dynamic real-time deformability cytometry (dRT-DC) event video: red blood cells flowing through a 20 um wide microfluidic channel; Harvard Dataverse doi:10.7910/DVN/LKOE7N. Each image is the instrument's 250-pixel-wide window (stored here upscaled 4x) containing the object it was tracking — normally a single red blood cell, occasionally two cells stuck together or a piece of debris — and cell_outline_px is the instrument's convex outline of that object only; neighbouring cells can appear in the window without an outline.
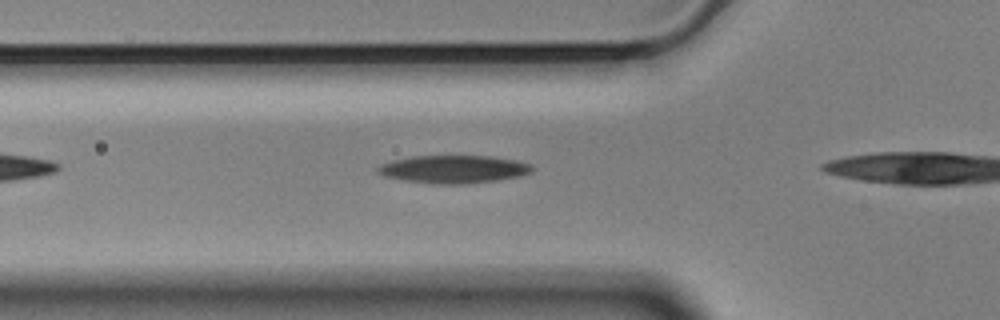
{"species": "Egyptian fruit bat (a non-hibernating species)", "species_latin": "Rousettus aegyptiacus", "temperature_condition": "cold", "stored_images_in_passage": 18, "camera_frame_rate_fps": 3000, "um_per_image_px": 0.085, "animal": {"sex": "male"}, "frame": {"image": 1, "passage_image": 3, "time_ms": 0.667, "image_size_px": [1000, 320], "cell_outline_px": [[532, 172], [516, 176], [496, 180], [460, 184], [432, 184], [404, 180], [384, 176], [376, 172], [376, 168], [380, 164], [392, 160], [412, 156], [492, 156], [516, 160], [532, 164]], "centroid_in_image_um": [38.51, 14.37], "position_along_channel_um": 87.3, "area_um2": 25.03}}
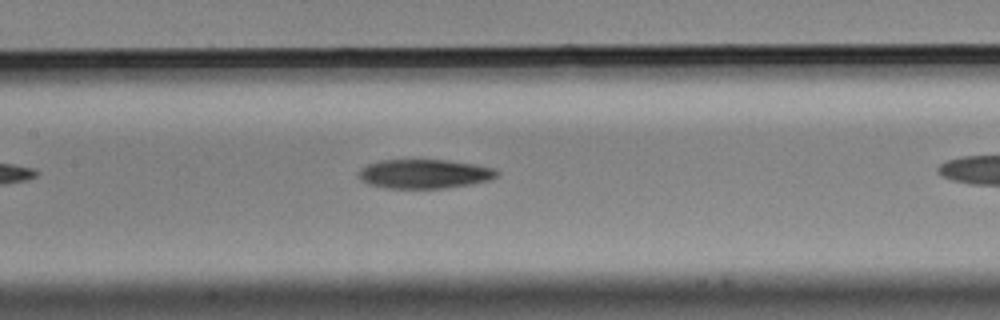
{"frame": {"image": 2, "passage_image": 10, "time_ms": 3.0, "image_size_px": [1000, 320], "cell_outline_px": [[500, 176], [492, 180], [472, 184], [448, 188], [384, 188], [368, 184], [360, 180], [356, 176], [360, 168], [368, 164], [380, 160], [448, 160], [476, 164], [496, 168], [500, 172]], "centroid_in_image_um": [36.11, 14.78], "position_along_channel_um": 171.3, "area_um2": 24.04}}
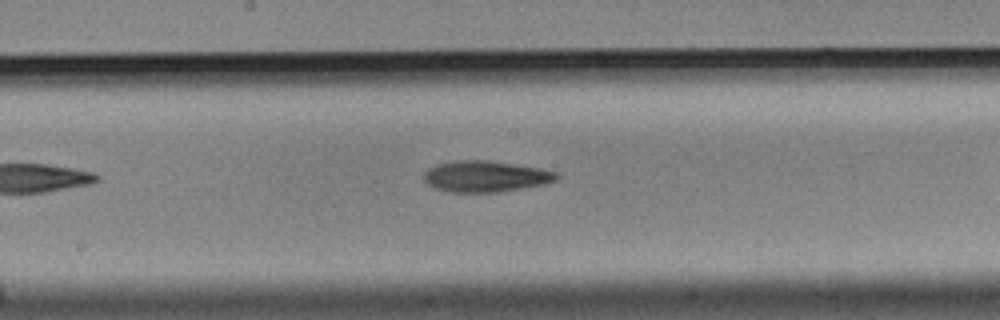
{"frame": {"image": 3, "passage_image": 13, "time_ms": 4.0, "image_size_px": [1000, 320], "cell_outline_px": [[560, 176], [556, 180], [544, 184], [496, 192], [448, 192], [432, 188], [424, 180], [424, 172], [428, 168], [436, 164], [456, 160], [484, 160], [540, 168], [556, 172]], "centroid_in_image_um": [41.22, 14.99], "position_along_channel_um": 207.0, "area_um2": 23.99}}